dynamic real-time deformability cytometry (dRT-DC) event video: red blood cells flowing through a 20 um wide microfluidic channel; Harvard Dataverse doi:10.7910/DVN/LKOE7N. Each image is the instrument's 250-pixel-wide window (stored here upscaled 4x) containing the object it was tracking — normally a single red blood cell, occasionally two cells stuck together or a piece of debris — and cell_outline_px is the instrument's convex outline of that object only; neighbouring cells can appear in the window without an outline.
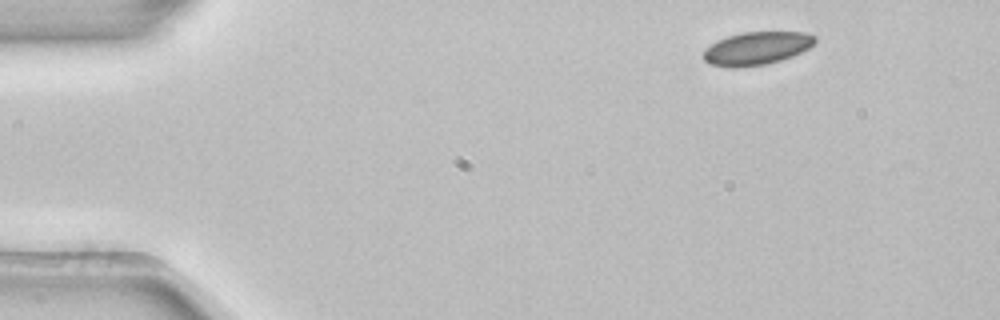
{"species": "common noctule bat (a hibernating species)", "species_latin": "Nyctalus noctula", "temperature_condition": "room temperature", "stored_images_in_passage": 4, "camera_frame_rate_fps": 3000, "um_per_image_px": 0.085, "animal": {"sex": "female", "body_mass_g": 22.7, "forearm_length_mm": 54.2}, "frame": {"image": 1, "passage_image": 1, "time_ms": 0.0, "image_size_px": [1000, 320], "cell_outline_px": [[816, 40], [808, 48], [792, 56], [780, 60], [764, 64], [736, 68], [728, 68], [708, 64], [704, 60], [704, 48], [716, 40], [728, 36], [744, 32], [804, 32], [816, 36]], "centroid_in_image_um": [64.26, 4.11], "position_along_channel_um": 20.7, "area_um2": 21.5}}
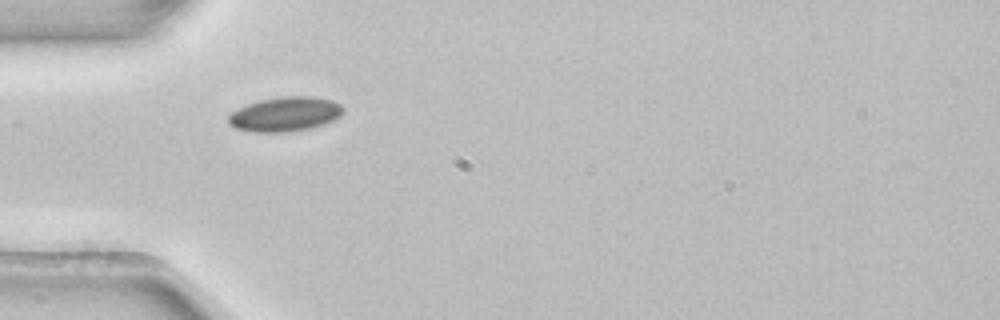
{"frame": {"image": 2, "passage_image": 3, "time_ms": 0.667, "image_size_px": [1000, 320], "cell_outline_px": [[344, 112], [340, 116], [324, 124], [308, 128], [288, 132], [256, 132], [236, 128], [228, 124], [228, 116], [236, 108], [260, 100], [284, 96], [312, 96], [332, 100], [340, 104], [344, 108]], "centroid_in_image_um": [24.23, 9.7], "position_along_channel_um": 60.8, "area_um2": 23.06}}